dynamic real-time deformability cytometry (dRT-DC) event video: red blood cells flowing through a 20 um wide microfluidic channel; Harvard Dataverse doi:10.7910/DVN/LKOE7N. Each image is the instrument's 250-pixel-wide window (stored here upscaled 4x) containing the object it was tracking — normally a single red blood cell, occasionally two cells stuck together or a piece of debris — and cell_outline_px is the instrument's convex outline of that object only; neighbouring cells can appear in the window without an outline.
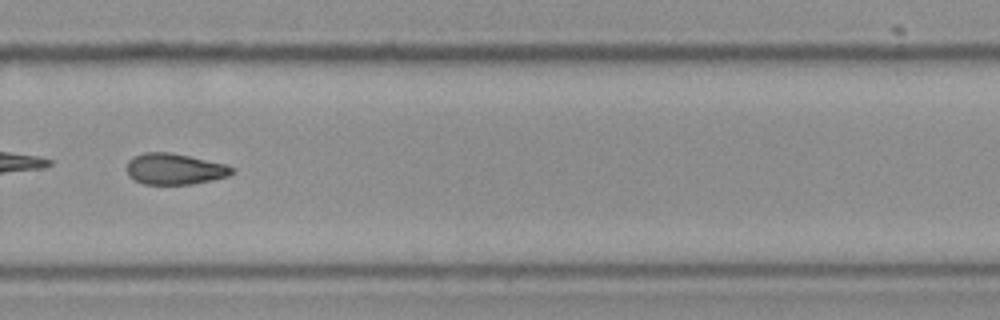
{"species": "Egyptian fruit bat (a non-hibernating species)", "species_latin": "Rousettus aegyptiacus", "temperature_condition": "cold", "stored_images_in_passage": 36, "camera_frame_rate_fps": 3000, "um_per_image_px": 0.085, "frame": {"image": 1, "passage_image": 21, "time_ms": 6.667, "image_size_px": [1000, 320], "cell_outline_px": [[232, 172], [228, 176], [212, 180], [192, 184], [144, 184], [128, 176], [128, 160], [132, 156], [144, 152], [168, 152], [188, 156], [224, 164], [232, 168]], "centroid_in_image_um": [14.79, 14.36], "position_along_channel_um": 315.0, "area_um2": 18.79}}